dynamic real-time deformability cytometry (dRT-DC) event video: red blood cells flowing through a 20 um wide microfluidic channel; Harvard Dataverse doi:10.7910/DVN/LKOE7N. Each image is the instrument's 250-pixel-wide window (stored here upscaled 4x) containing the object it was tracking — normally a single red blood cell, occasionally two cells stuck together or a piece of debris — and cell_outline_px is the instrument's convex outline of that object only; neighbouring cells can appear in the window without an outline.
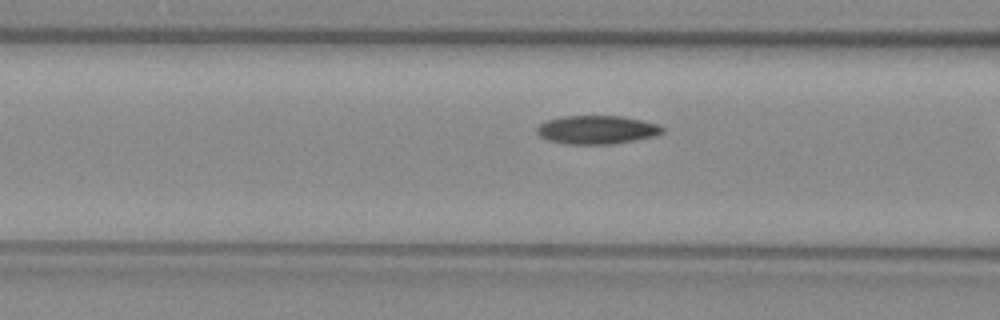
{"species": "common noctule bat (a hibernating species)", "species_latin": "Nyctalus noctula", "temperature_condition": "warm", "stored_images_in_passage": 19, "camera_frame_rate_fps": 3000, "um_per_image_px": 0.085, "animal": {"sex": "female", "body_mass_g": 29.2, "forearm_length_mm": 56.3}, "frame": {"image": 1, "passage_image": 18, "time_ms": 5.667, "image_size_px": [1000, 320], "cell_outline_px": [[664, 132], [656, 136], [612, 144], [568, 144], [548, 140], [540, 136], [536, 132], [536, 128], [540, 124], [548, 120], [564, 116], [624, 116], [644, 120], [660, 124], [664, 128]], "centroid_in_image_um": [50.78, 11.02], "position_along_channel_um": 115.8, "area_um2": 20.98}}